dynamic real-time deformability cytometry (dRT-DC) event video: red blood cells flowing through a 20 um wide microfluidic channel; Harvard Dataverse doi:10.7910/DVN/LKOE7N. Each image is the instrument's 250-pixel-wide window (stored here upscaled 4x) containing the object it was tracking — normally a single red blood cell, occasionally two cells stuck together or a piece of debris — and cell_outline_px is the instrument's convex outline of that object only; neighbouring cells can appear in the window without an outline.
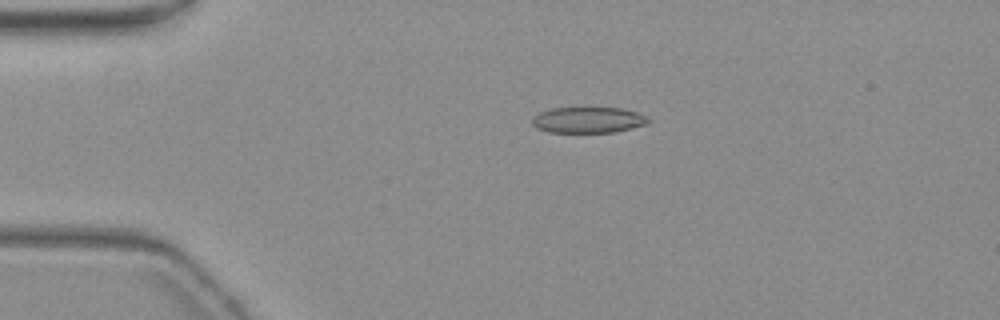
{"species": "common noctule bat (a hibernating species)", "species_latin": "Nyctalus noctula", "temperature_condition": "warm", "stored_images_in_passage": 4, "camera_frame_rate_fps": 3000, "um_per_image_px": 0.085, "animal": {"sex": "female", "body_mass_g": 19.3, "forearm_length_mm": 54.1}, "frame": {"image": 1, "passage_image": 2, "time_ms": 1.333, "image_size_px": [1000, 320], "cell_outline_px": [[648, 124], [612, 132], [548, 132], [536, 128], [532, 124], [532, 116], [540, 112], [552, 108], [620, 108], [636, 112], [648, 116]], "centroid_in_image_um": [49.96, 10.19], "position_along_channel_um": 35.0, "area_um2": 17.46}}
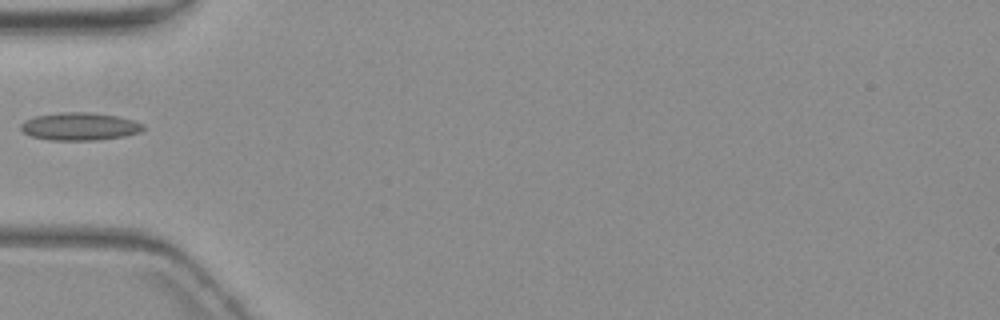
{"frame": {"image": 2, "passage_image": 4, "time_ms": 3.667, "image_size_px": [1000, 320], "cell_outline_px": [[144, 128], [140, 132], [124, 136], [96, 140], [52, 140], [32, 136], [24, 132], [20, 128], [20, 124], [24, 120], [36, 116], [60, 112], [92, 112], [120, 116], [144, 124]], "centroid_in_image_um": [6.79, 10.74], "position_along_channel_um": 78.2, "area_um2": 19.83}}